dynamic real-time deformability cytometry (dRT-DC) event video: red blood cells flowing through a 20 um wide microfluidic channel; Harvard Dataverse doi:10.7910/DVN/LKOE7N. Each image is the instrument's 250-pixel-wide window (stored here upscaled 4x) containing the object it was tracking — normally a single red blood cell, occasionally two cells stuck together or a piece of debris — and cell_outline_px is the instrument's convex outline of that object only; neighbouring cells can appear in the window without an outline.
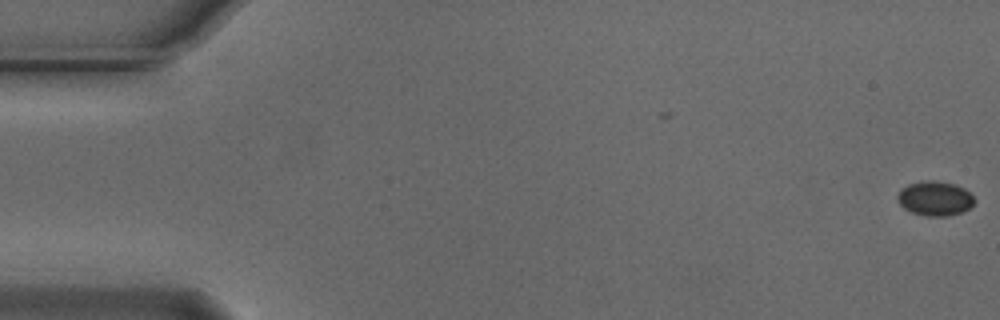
{"species": "Egyptian fruit bat (a non-hibernating species)", "species_latin": "Rousettus aegyptiacus", "temperature_condition": "cold", "stored_images_in_passage": 8, "camera_frame_rate_fps": 3000, "um_per_image_px": 0.085, "animal": {"sex": "male"}, "frame": {"image": 1, "passage_image": 1, "time_ms": 0.0, "image_size_px": [1000, 320], "cell_outline_px": [[976, 200], [968, 208], [960, 212], [948, 216], [924, 216], [912, 212], [904, 208], [900, 204], [896, 196], [908, 184], [924, 180], [932, 180], [952, 184], [964, 188]], "centroid_in_image_um": [79.45, 16.87], "position_along_channel_um": 5.5, "area_um2": 15.2}}